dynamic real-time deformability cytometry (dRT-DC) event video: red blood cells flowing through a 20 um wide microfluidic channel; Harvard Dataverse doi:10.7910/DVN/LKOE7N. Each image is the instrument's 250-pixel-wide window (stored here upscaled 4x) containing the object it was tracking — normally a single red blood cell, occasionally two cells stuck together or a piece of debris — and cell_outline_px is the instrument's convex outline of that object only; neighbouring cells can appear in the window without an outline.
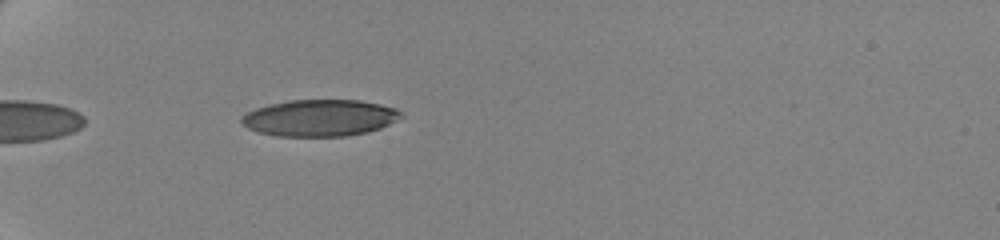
{"species": "human", "species_latin": "Homo sapiens", "temperature_condition": "cold", "stored_images_in_passage": 40, "camera_frame_rate_fps": 3000, "um_per_image_px": 0.085, "donor": {"sex": "female"}, "frame": {"image": 1, "passage_image": 1, "time_ms": 0.0, "image_size_px": [1000, 240], "cell_outline_px": [[404, 116], [380, 128], [368, 132], [344, 136], [276, 136], [260, 132], [248, 128], [240, 120], [240, 116], [256, 108], [288, 100], [360, 100], [380, 104], [396, 108]], "centroid_in_image_um": [27.19, 10.02], "position_along_channel_um": 57.8, "area_um2": 33.93}}
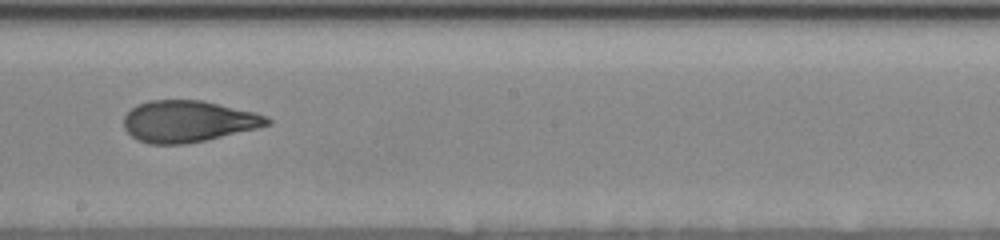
{"frame": {"image": 2, "passage_image": 18, "time_ms": 5.667, "image_size_px": [1000, 240], "cell_outline_px": [[272, 124], [256, 128], [204, 140], [184, 144], [148, 144], [136, 140], [124, 128], [124, 116], [136, 104], [148, 100], [204, 100], [268, 116], [272, 120]], "centroid_in_image_um": [15.96, 10.31], "position_along_channel_um": 232.2, "area_um2": 34.62}}
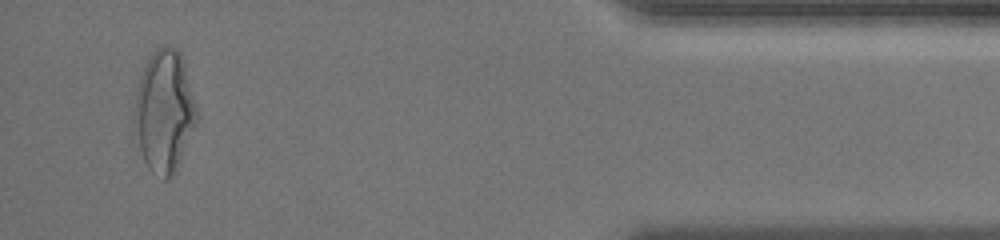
{"frame": {"image": 3, "passage_image": 38, "time_ms": 12.333, "image_size_px": [1000, 240], "cell_outline_px": [[196, 120], [176, 172], [168, 180], [164, 180], [152, 172], [148, 168], [144, 160], [140, 148], [132, 120], [132, 116], [136, 88], [140, 76], [152, 52], [156, 48], [164, 44], [176, 48], [180, 52], [184, 60], [196, 108]], "centroid_in_image_um": [13.93, 9.45], "position_along_channel_um": 421.3, "area_um2": 44.27}, "authors_computed_cell_mechanics": {"area_um2": 35.1424, "velocity_mm_per_s": 3.4984, "shape_relaxation_time_tau1_ms": 5.4667, "shape_relaxation_time_tau2_ms": 1.6606, "deformation_change_tau1": 0.1989, "deformation_change_tau2": 0.0875}}